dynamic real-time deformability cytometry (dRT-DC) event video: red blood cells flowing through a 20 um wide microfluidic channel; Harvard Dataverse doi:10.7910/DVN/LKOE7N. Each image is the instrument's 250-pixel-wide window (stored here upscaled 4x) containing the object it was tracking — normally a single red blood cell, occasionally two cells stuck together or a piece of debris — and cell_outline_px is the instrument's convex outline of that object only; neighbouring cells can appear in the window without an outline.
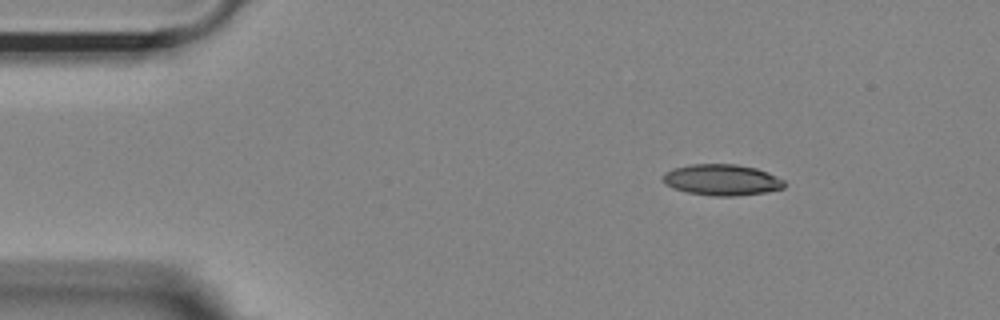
{"species": "Egyptian fruit bat (a non-hibernating species)", "species_latin": "Rousettus aegyptiacus", "temperature_condition": "room temperature", "stored_images_in_passage": 48, "camera_frame_rate_fps": 3000, "um_per_image_px": 0.085, "animal": {"sex": "female"}, "frame": {"image": 1, "passage_image": 1, "time_ms": 0.0, "image_size_px": [1000, 320], "cell_outline_px": [[784, 188], [764, 192], [736, 196], [712, 196], [688, 192], [676, 188], [668, 184], [664, 180], [664, 176], [672, 168], [692, 164], [736, 164], [756, 168], [768, 172], [784, 180]], "centroid_in_image_um": [61.41, 15.28], "position_along_channel_um": 23.6, "area_um2": 21.68}}
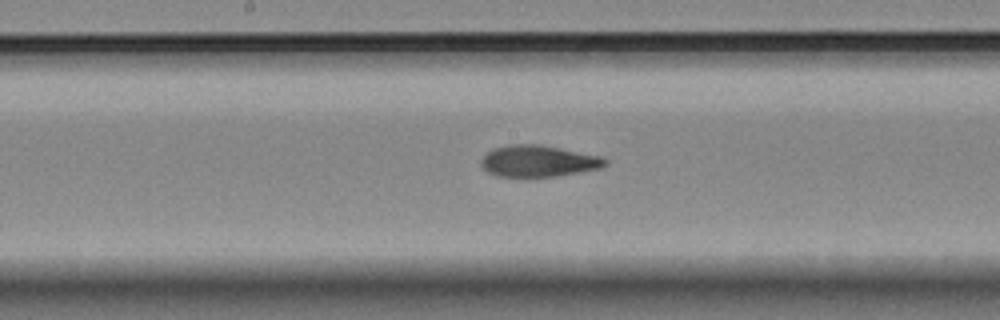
{"frame": {"image": 2, "passage_image": 21, "time_ms": 6.667, "image_size_px": [1000, 320], "cell_outline_px": [[608, 164], [600, 168], [556, 176], [496, 176], [488, 172], [480, 164], [480, 160], [492, 148], [512, 144], [536, 144], [600, 156], [608, 160]], "centroid_in_image_um": [45.73, 13.69], "position_along_channel_um": 202.5, "area_um2": 22.43}}
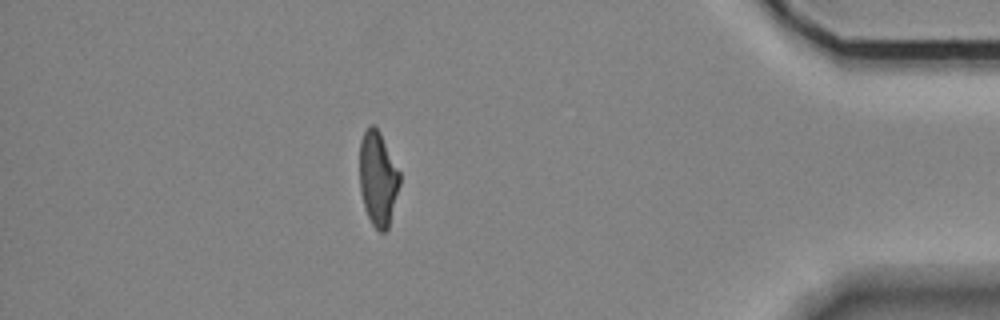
{"frame": {"image": 3, "passage_image": 41, "time_ms": 13.333, "image_size_px": [1000, 320], "cell_outline_px": [[400, 184], [388, 228], [384, 232], [380, 232], [372, 224], [364, 208], [360, 192], [360, 140], [368, 124], [372, 124], [380, 132], [400, 172]], "centroid_in_image_um": [32.12, 15.17], "position_along_channel_um": 403.1, "area_um2": 22.08}, "authors_computed_cell_mechanics": {"area_um2": 23.0622, "velocity_mm_per_s": 3.6689, "shape_relaxation_time_tau1_ms": 11.1214, "shape_relaxation_time_tau2_ms": 2.088, "deformation_change_tau1": 0.2611, "deformation_change_tau2": 0.0998}}